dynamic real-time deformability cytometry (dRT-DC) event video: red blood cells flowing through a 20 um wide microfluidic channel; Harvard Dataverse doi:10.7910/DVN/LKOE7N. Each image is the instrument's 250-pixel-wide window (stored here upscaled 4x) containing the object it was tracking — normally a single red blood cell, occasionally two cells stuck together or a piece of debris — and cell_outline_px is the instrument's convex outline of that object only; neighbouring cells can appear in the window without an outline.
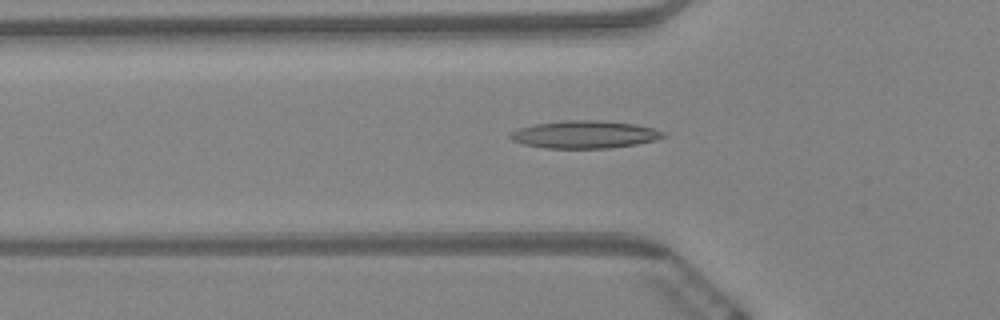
{"species": "Egyptian fruit bat (a non-hibernating species)", "species_latin": "Rousettus aegyptiacus", "temperature_condition": "warm", "stored_images_in_passage": 55, "camera_frame_rate_fps": 3000, "um_per_image_px": 0.085, "animal": {"sex": "female"}, "frame": {"image": 1, "passage_image": 20, "time_ms": 6.333, "image_size_px": [1000, 320], "cell_outline_px": [[668, 136], [636, 144], [608, 148], [544, 148], [524, 144], [512, 140], [508, 136], [516, 128], [536, 124], [564, 120], [600, 120], [636, 124], [652, 128], [664, 132]], "centroid_in_image_um": [49.67, 11.42], "position_along_channel_um": 76.1, "area_um2": 24.57}}
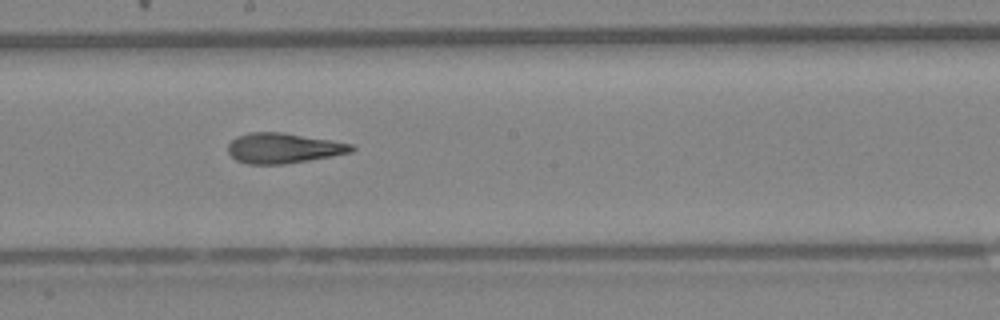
{"frame": {"image": 2, "passage_image": 33, "time_ms": 10.667, "image_size_px": [1000, 320], "cell_outline_px": [[356, 148], [352, 152], [332, 156], [284, 164], [248, 164], [236, 160], [228, 152], [228, 144], [236, 136], [248, 132], [280, 132], [332, 140], [352, 144]], "centroid_in_image_um": [24.08, 12.59], "position_along_channel_um": 224.1, "area_um2": 21.73}}
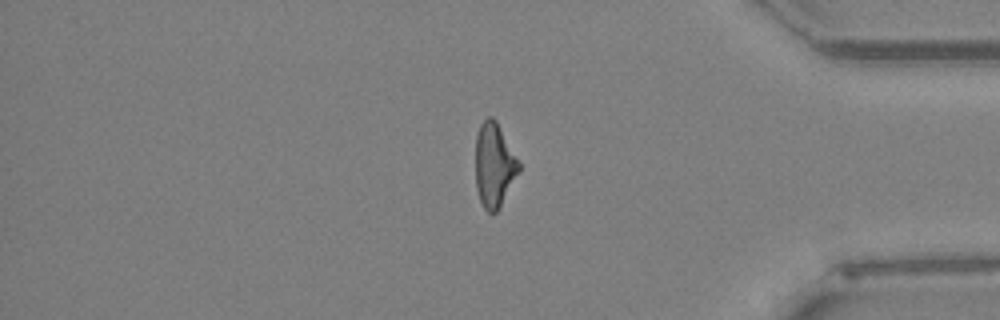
{"frame": {"image": 3, "passage_image": 50, "time_ms": 16.333, "image_size_px": [1000, 320], "cell_outline_px": [[520, 168], [496, 212], [492, 216], [484, 208], [480, 200], [476, 188], [476, 136], [480, 124], [488, 116], [492, 116], [496, 120], [520, 164]], "centroid_in_image_um": [41.97, 14.02], "position_along_channel_um": 393.2, "area_um2": 20.81}, "authors_computed_cell_mechanics": {"area_um2": 22.1374, "velocity_mm_per_s": 3.4177, "shape_relaxation_time_tau1_ms": null, "shape_relaxation_time_tau2_ms": 2.8665, "deformation_change_tau1": null, "deformation_change_tau2": 0.1371}}